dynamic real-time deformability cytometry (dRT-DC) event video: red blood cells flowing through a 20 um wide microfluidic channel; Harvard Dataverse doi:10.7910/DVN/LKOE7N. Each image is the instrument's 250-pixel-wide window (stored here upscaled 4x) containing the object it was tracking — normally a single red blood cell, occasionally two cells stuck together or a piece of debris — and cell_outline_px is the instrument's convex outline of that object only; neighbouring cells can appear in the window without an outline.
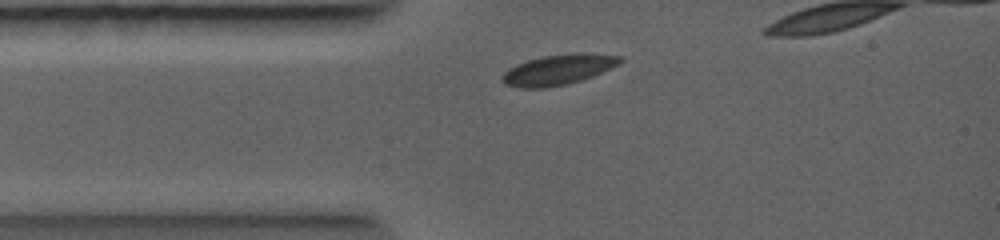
{"species": "common noctule bat (a hibernating species)", "species_latin": "Nyctalus noctula", "temperature_condition": "warm", "stored_images_in_passage": 22, "camera_frame_rate_fps": 5000, "um_per_image_px": 0.085, "animal": {"sex": "female", "body_mass_g": 19.0, "forearm_length_mm": 56.7}, "frame": {"image": 1, "passage_image": 2, "time_ms": 0.6, "image_size_px": [1000, 240], "cell_outline_px": [[624, 60], [620, 64], [592, 76], [568, 84], [544, 88], [520, 88], [504, 84], [500, 76], [508, 68], [516, 64], [528, 60], [544, 56], [576, 52], [580, 52], [624, 56]], "centroid_in_image_um": [47.46, 5.91], "position_along_channel_um": 37.5, "area_um2": 21.04}}
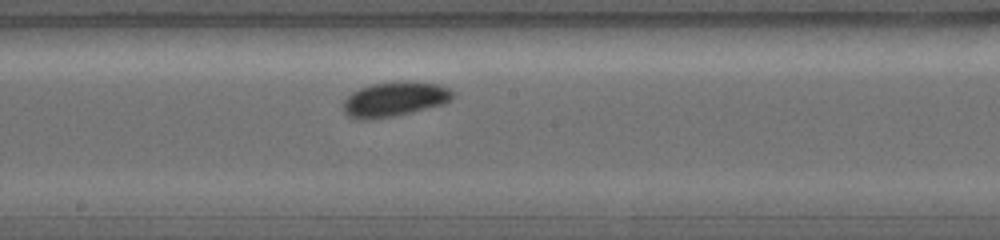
{"frame": {"image": 2, "passage_image": 7, "time_ms": 3.6, "image_size_px": [1000, 240], "cell_outline_px": [[456, 96], [452, 100], [444, 104], [412, 112], [392, 116], [352, 116], [344, 112], [344, 100], [352, 92], [360, 88], [372, 84], [404, 80], [408, 80], [440, 84], [448, 88]], "centroid_in_image_um": [33.67, 8.36], "position_along_channel_um": 214.5, "area_um2": 21.56}}
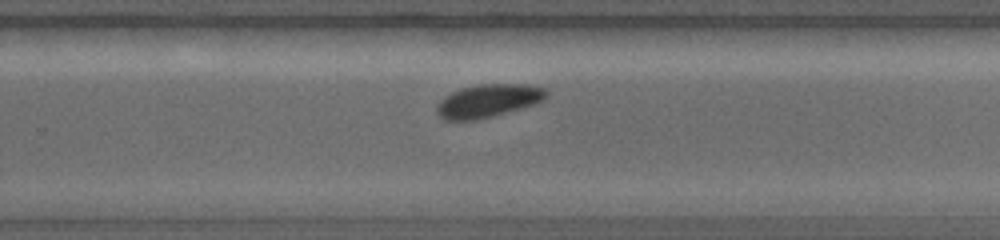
{"frame": {"image": 3, "passage_image": 12, "time_ms": 4.8, "image_size_px": [1000, 240], "cell_outline_px": [[548, 96], [540, 104], [492, 116], [472, 120], [448, 120], [440, 116], [436, 112], [436, 104], [444, 96], [452, 92], [464, 88], [480, 84], [528, 84], [548, 88]], "centroid_in_image_um": [41.58, 8.56], "position_along_channel_um": 288.2, "area_um2": 21.39}}